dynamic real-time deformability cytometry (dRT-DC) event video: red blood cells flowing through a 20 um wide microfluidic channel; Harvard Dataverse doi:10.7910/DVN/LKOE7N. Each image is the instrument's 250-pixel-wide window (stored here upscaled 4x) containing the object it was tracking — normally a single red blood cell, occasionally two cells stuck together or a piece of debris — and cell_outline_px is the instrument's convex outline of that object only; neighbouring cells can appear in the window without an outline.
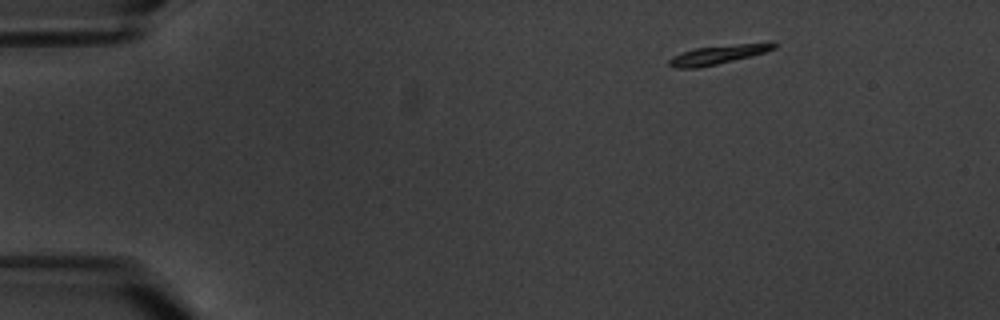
{"species": "common noctule bat (a hibernating species)", "species_latin": "Nyctalus noctula", "temperature_condition": "warm", "stored_images_in_passage": 4, "camera_frame_rate_fps": 3000, "um_per_image_px": 0.085, "animal": {"sex": "male", "body_mass_g": 20.1, "forearm_length_mm": 53.5}, "frame": {"image": 1, "passage_image": 1, "time_ms": 0.0, "image_size_px": [1000, 320], "cell_outline_px": [[776, 48], [752, 56], [700, 68], [676, 68], [668, 64], [668, 60], [672, 56], [692, 48], [736, 44], [776, 44]], "centroid_in_image_um": [60.9, 4.67], "position_along_channel_um": 24.1, "area_um2": 11.39}}
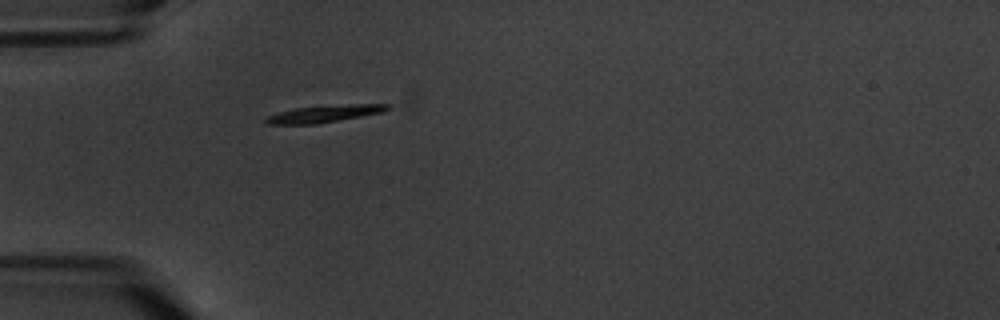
{"frame": {"image": 2, "passage_image": 4, "time_ms": 3.333, "image_size_px": [1000, 320], "cell_outline_px": [[392, 108], [380, 112], [360, 116], [316, 124], [268, 124], [264, 120], [268, 116], [280, 112], [296, 108], [348, 104], [392, 104]], "centroid_in_image_um": [27.6, 9.66], "position_along_channel_um": 57.4, "area_um2": 11.79}}